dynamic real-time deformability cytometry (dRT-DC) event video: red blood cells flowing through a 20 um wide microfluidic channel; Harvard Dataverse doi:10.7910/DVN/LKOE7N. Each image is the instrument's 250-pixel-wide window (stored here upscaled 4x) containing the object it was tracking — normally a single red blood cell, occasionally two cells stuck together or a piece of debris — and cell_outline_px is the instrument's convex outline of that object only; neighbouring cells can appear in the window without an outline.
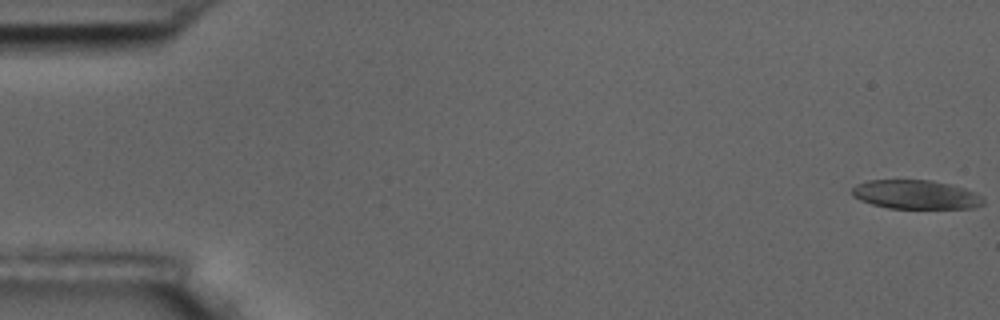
{"species": "common noctule bat (a hibernating species)", "species_latin": "Nyctalus noctula", "temperature_condition": "room temperature", "stored_images_in_passage": 5, "camera_frame_rate_fps": 3000, "um_per_image_px": 0.085, "animal": {"sex": "male", "body_mass_g": 17.5, "forearm_length_mm": 52.3}, "frame": {"image": 1, "passage_image": 1, "time_ms": 0.0, "image_size_px": [1000, 320], "cell_outline_px": [[984, 204], [972, 208], [888, 208], [872, 204], [860, 200], [852, 196], [852, 188], [856, 184], [868, 180], [932, 180], [964, 188], [976, 192], [984, 200]], "centroid_in_image_um": [77.83, 16.54], "position_along_channel_um": 7.2, "area_um2": 22.14}}
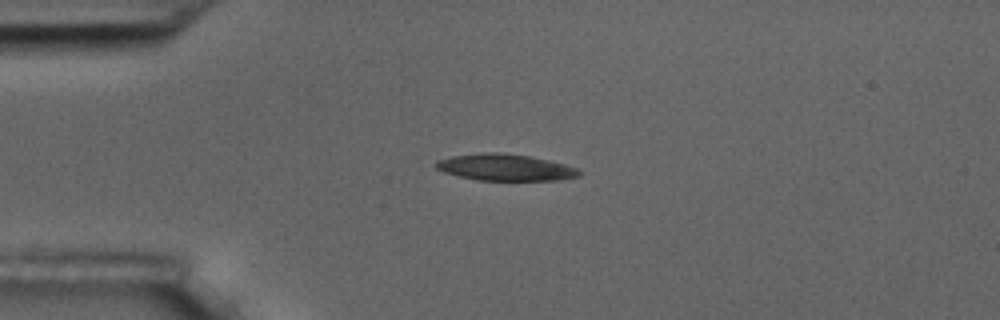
{"frame": {"image": 2, "passage_image": 4, "time_ms": 4.333, "image_size_px": [1000, 320], "cell_outline_px": [[580, 176], [556, 180], [476, 180], [444, 172], [436, 168], [436, 160], [452, 156], [484, 152], [500, 152], [528, 156], [548, 160], [564, 164], [576, 168], [580, 172]], "centroid_in_image_um": [42.92, 14.22], "position_along_channel_um": 42.1, "area_um2": 21.96}}